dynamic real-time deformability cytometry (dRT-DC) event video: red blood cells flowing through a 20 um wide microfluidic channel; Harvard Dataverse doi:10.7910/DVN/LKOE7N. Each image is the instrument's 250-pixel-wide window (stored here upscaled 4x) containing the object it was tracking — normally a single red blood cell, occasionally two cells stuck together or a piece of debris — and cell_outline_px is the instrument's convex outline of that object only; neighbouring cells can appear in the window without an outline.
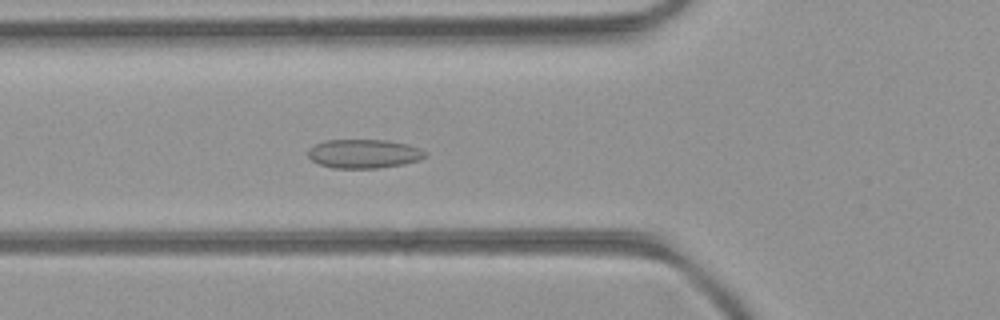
{"species": "common noctule bat (a hibernating species)", "species_latin": "Nyctalus noctula", "temperature_condition": "room temperature", "stored_images_in_passage": 50, "camera_frame_rate_fps": 3000, "um_per_image_px": 0.085, "animal": {"sex": "female", "body_mass_g": 21.9}, "frame": {"image": 1, "passage_image": 17, "time_ms": 5.333, "image_size_px": [1000, 320], "cell_outline_px": [[428, 156], [420, 160], [404, 164], [380, 168], [332, 168], [320, 164], [312, 160], [308, 156], [308, 148], [324, 140], [388, 140], [408, 144], [420, 148], [428, 152]], "centroid_in_image_um": [30.97, 13.06], "position_along_channel_um": 94.8, "area_um2": 20.0}}
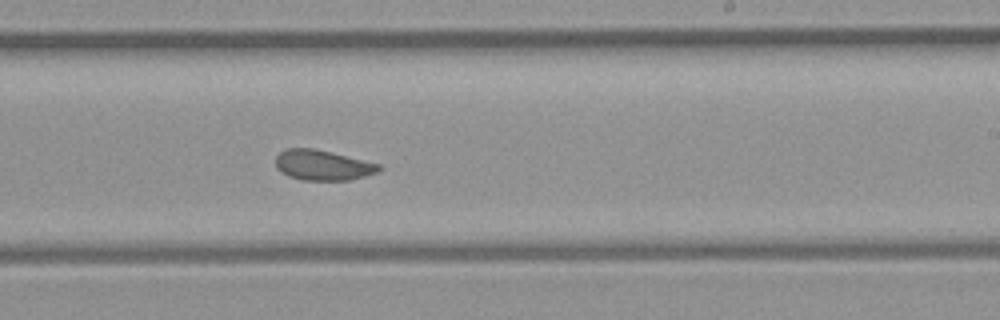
{"frame": {"image": 2, "passage_image": 29, "time_ms": 9.333, "image_size_px": [1000, 320], "cell_outline_px": [[384, 168], [376, 172], [364, 176], [348, 180], [304, 180], [288, 176], [280, 172], [276, 168], [276, 156], [284, 148], [312, 148], [380, 164]], "centroid_in_image_um": [27.39, 14.04], "position_along_channel_um": 261.6, "area_um2": 18.09}}
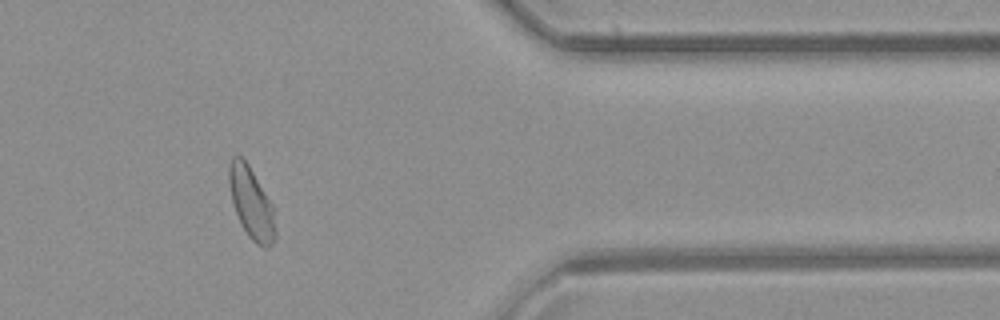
{"frame": {"image": 3, "passage_image": 40, "time_ms": 13.0, "image_size_px": [1000, 320], "cell_outline_px": [[276, 236], [272, 244], [268, 248], [264, 248], [256, 244], [248, 236], [236, 212], [232, 200], [228, 184], [228, 168], [232, 156], [240, 156], [248, 164], [272, 204], [276, 228]], "centroid_in_image_um": [21.37, 17.28], "position_along_channel_um": 390.0, "area_um2": 19.13}, "authors_computed_cell_mechanics": {"area_um2": 19.9988, "velocity_mm_per_s": 4.1566, "shape_relaxation_time_tau1_ms": null, "shape_relaxation_time_tau2_ms": 1.6753, "deformation_change_tau1": null, "deformation_change_tau2": 0.0577}}